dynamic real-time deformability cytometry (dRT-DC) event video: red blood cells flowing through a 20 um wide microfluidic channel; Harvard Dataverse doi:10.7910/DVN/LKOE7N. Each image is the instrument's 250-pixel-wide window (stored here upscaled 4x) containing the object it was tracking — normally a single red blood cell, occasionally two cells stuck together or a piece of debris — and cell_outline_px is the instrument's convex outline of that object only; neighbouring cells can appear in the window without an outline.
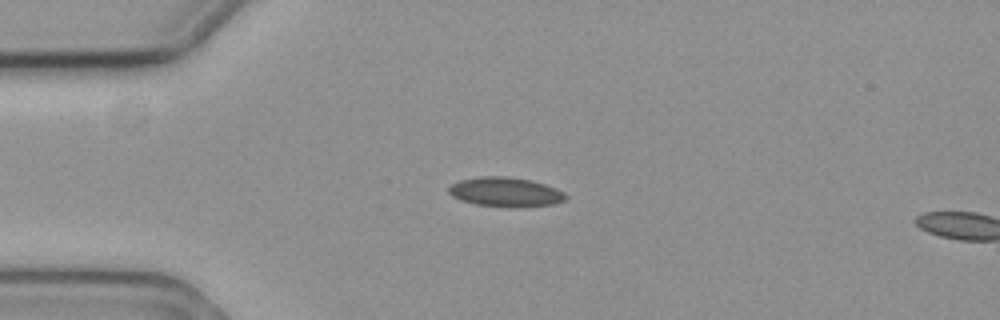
{"species": "common noctule bat (a hibernating species)", "species_latin": "Nyctalus noctula", "temperature_condition": "cold", "stored_images_in_passage": 16, "camera_frame_rate_fps": 3000, "um_per_image_px": 0.085, "animal": {"sex": "female", "body_mass_g": 19.3, "forearm_length_mm": 54.1}, "frame": {"image": 1, "passage_image": 14, "time_ms": 4.333, "image_size_px": [1000, 320], "cell_outline_px": [[568, 196], [564, 200], [552, 204], [520, 208], [508, 208], [476, 204], [460, 200], [452, 196], [448, 192], [448, 188], [452, 184], [460, 180], [484, 176], [504, 176], [532, 180], [556, 188], [564, 192]], "centroid_in_image_um": [42.97, 16.33], "position_along_channel_um": 42.0, "area_um2": 20.23}}